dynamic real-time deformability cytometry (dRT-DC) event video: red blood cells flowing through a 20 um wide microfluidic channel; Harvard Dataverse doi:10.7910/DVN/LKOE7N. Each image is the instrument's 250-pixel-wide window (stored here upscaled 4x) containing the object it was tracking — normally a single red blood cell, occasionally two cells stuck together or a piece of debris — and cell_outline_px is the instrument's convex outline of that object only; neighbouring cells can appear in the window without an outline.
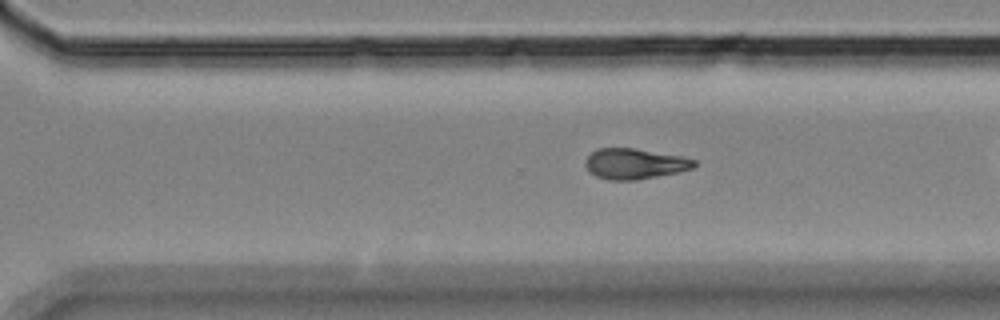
{"species": "Egyptian fruit bat (a non-hibernating species)", "species_latin": "Rousettus aegyptiacus", "temperature_condition": "room temperature", "stored_images_in_passage": 43, "camera_frame_rate_fps": 3000, "um_per_image_px": 0.085, "animal": {"sex": "female"}, "frame": {"image": 1, "passage_image": 37, "time_ms": 12.0, "image_size_px": [1000, 320], "cell_outline_px": [[696, 164], [692, 168], [680, 172], [636, 180], [608, 180], [596, 176], [588, 172], [584, 164], [584, 160], [592, 152], [600, 148], [636, 148], [684, 156], [696, 160]], "centroid_in_image_um": [53.95, 13.92], "position_along_channel_um": 316.7, "area_um2": 19.65}}